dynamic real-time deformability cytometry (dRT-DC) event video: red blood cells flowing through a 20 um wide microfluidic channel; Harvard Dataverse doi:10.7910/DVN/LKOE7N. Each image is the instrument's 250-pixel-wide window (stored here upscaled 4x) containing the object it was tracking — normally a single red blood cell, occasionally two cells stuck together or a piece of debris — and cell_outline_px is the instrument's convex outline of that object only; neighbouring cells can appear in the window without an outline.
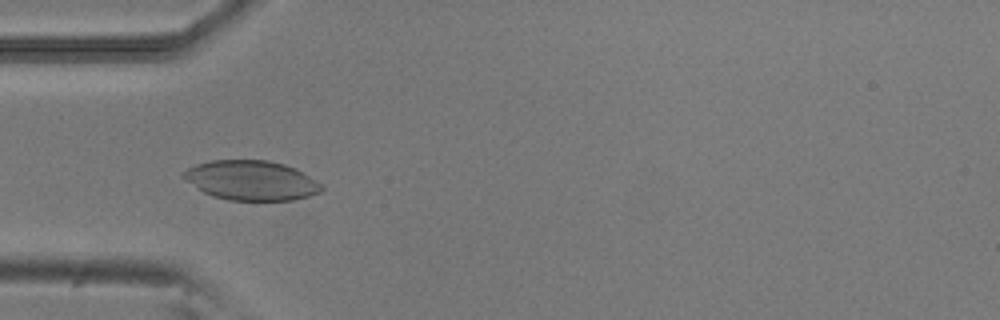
{"species": "common noctule bat (a hibernating species)", "species_latin": "Nyctalus noctula", "temperature_condition": "room temperature", "stored_images_in_passage": 5, "camera_frame_rate_fps": 3000, "um_per_image_px": 0.085, "animal": {"sex": "male", "body_mass_g": 20.5, "forearm_length_mm": 52.5}, "frame": {"image": 1, "passage_image": 4, "time_ms": 1.0, "image_size_px": [1000, 320], "cell_outline_px": [[324, 188], [320, 192], [308, 196], [292, 200], [228, 200], [212, 196], [204, 192], [180, 176], [188, 168], [196, 164], [212, 160], [268, 160], [284, 164], [296, 168], [320, 184]], "centroid_in_image_um": [21.34, 15.33], "position_along_channel_um": 63.7, "area_um2": 31.67}}
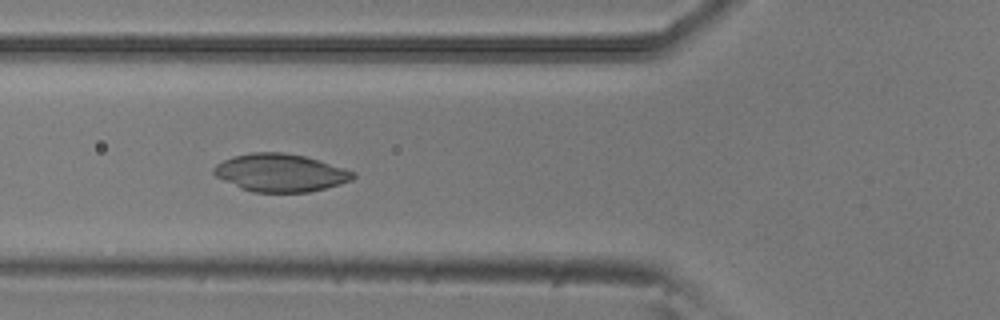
{"frame": {"image": 2, "passage_image": 5, "time_ms": 1.333, "image_size_px": [1000, 320], "cell_outline_px": [[356, 176], [352, 180], [340, 184], [308, 192], [252, 192], [240, 188], [216, 176], [212, 172], [212, 168], [216, 164], [232, 156], [252, 152], [284, 152], [304, 156], [344, 168], [356, 172]], "centroid_in_image_um": [23.82, 14.68], "position_along_channel_um": 102.0, "area_um2": 30.63}}